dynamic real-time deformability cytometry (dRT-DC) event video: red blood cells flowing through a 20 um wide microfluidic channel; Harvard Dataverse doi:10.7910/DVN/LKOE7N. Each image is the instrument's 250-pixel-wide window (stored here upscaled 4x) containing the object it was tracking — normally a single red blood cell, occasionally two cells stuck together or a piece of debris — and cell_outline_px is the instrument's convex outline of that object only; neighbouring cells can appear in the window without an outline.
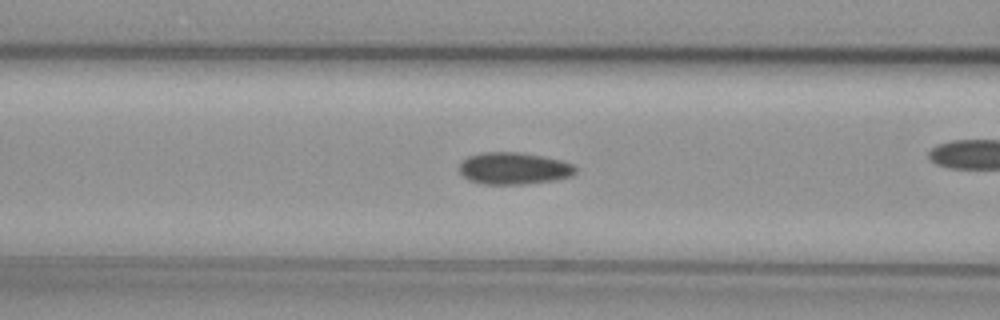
{"species": "common noctule bat (a hibernating species)", "species_latin": "Nyctalus noctula", "temperature_condition": "cold", "stored_images_in_passage": 48, "camera_frame_rate_fps": 3000, "um_per_image_px": 0.085, "animal": {"sex": "female", "body_mass_g": 29.2, "forearm_length_mm": 56.3}, "frame": {"image": 1, "passage_image": 21, "time_ms": 6.667, "image_size_px": [1000, 320], "cell_outline_px": [[576, 172], [572, 176], [556, 180], [524, 184], [484, 184], [468, 180], [460, 172], [460, 164], [468, 156], [484, 152], [520, 152], [544, 156], [564, 160], [572, 164], [576, 168]], "centroid_in_image_um": [43.72, 14.31], "position_along_channel_um": 122.9, "area_um2": 21.79}}
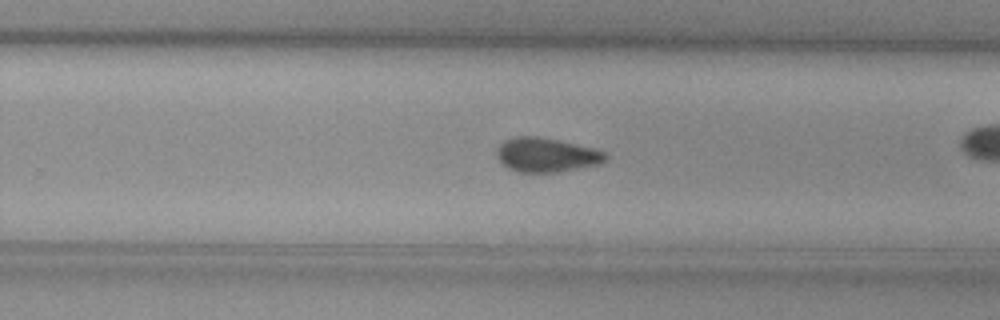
{"frame": {"image": 2, "passage_image": 34, "time_ms": 11.0, "image_size_px": [1000, 320], "cell_outline_px": [[608, 156], [600, 164], [556, 172], [516, 172], [500, 164], [496, 156], [496, 148], [504, 140], [516, 136], [536, 136], [560, 140], [592, 148], [604, 152]], "centroid_in_image_um": [46.37, 13.17], "position_along_channel_um": 283.4, "area_um2": 21.79}}
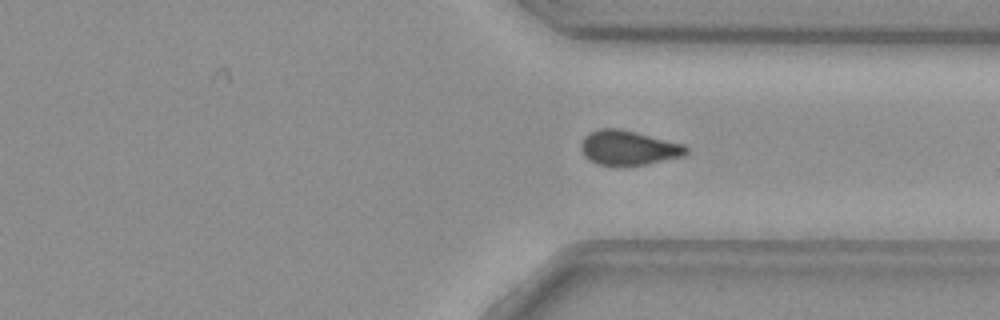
{"frame": {"image": 3, "passage_image": 40, "time_ms": 13.0, "image_size_px": [1000, 320], "cell_outline_px": [[688, 152], [684, 156], [644, 164], [596, 164], [588, 160], [584, 156], [580, 148], [580, 144], [584, 136], [588, 132], [600, 128], [616, 128], [636, 132], [684, 144], [688, 148]], "centroid_in_image_um": [53.39, 12.54], "position_along_channel_um": 358.0, "area_um2": 21.04}}